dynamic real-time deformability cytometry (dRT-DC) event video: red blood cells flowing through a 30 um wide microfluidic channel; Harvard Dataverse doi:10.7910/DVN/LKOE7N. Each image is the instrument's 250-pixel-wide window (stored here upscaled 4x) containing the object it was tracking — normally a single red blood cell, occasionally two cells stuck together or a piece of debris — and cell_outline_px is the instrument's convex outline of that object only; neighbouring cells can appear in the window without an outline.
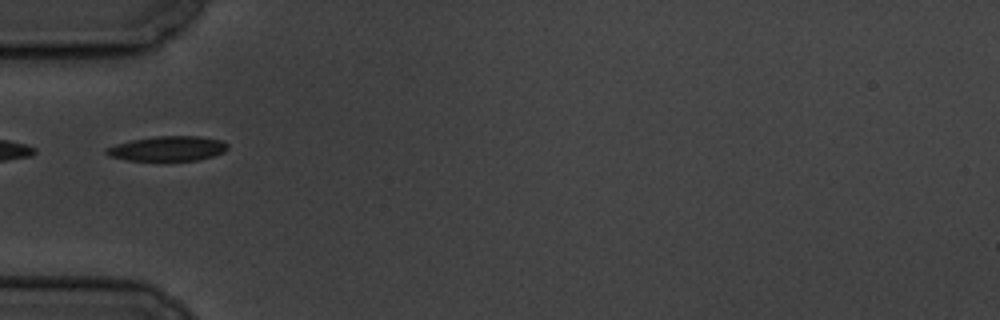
{"species": "common noctule bat (a hibernating species)", "species_latin": "Nyctalus noctula", "temperature_condition": "cold", "stored_images_in_passage": 9, "segment_of_instrument_passage": [2, 2], "camera_frame_rate_fps": 3000, "um_per_image_px": 0.085, "animal": {"sex": "male", "body_mass_g": 19.5, "forearm_length_mm": 54.6}, "frame": {"image": 1, "passage_image": 4, "time_ms": 3.333, "image_size_px": [1000, 320], "cell_outline_px": [[228, 148], [224, 152], [212, 156], [196, 160], [128, 160], [108, 156], [104, 152], [104, 148], [116, 144], [132, 140], [156, 136], [200, 136], [220, 140], [228, 144]], "centroid_in_image_um": [14.23, 12.62], "position_along_channel_um": 70.8, "area_um2": 17.46}}
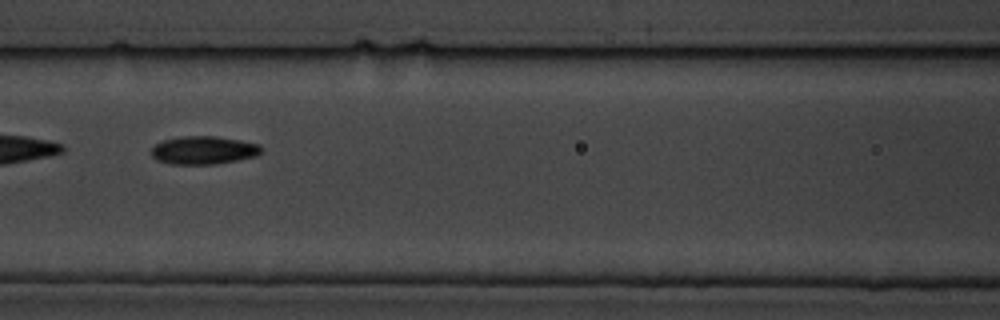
{"frame": {"image": 2, "passage_image": 6, "time_ms": 5.667, "image_size_px": [1000, 320], "cell_outline_px": [[264, 148], [256, 156], [216, 164], [168, 164], [156, 160], [152, 156], [152, 148], [156, 144], [164, 140], [180, 136], [216, 136], [240, 140], [260, 144]], "centroid_in_image_um": [17.31, 12.76], "position_along_channel_um": 149.3, "area_um2": 18.09}}
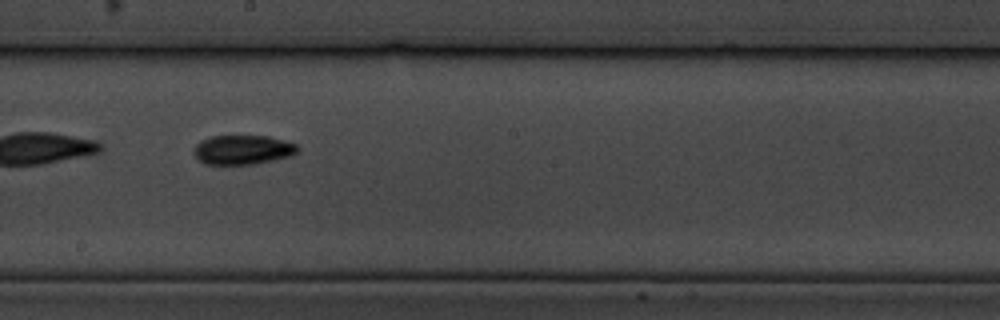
{"frame": {"image": 3, "passage_image": 8, "time_ms": 8.0, "image_size_px": [1000, 320], "cell_outline_px": [[300, 148], [292, 156], [252, 164], [204, 164], [192, 152], [192, 148], [200, 140], [212, 136], [268, 136], [296, 144]], "centroid_in_image_um": [20.6, 12.72], "position_along_channel_um": 227.6, "area_um2": 17.74}}